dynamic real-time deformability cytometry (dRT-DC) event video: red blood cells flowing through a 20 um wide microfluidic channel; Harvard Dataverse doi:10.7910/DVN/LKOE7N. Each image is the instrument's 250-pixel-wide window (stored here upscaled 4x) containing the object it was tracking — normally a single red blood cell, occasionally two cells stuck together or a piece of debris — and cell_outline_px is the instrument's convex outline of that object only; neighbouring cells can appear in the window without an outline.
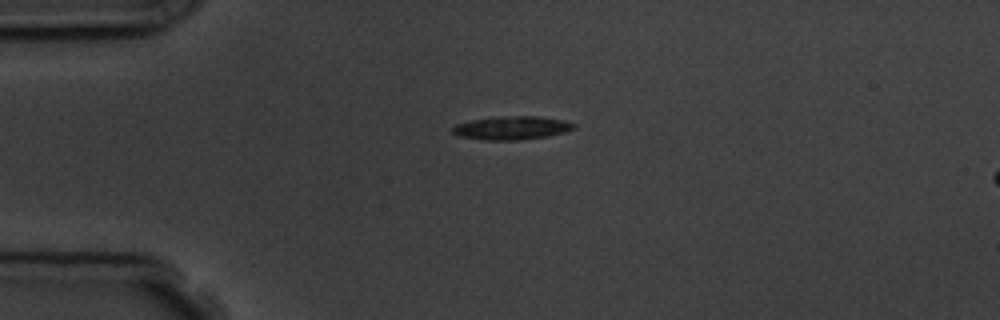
{"species": "common noctule bat (a hibernating species)", "species_latin": "Nyctalus noctula", "temperature_condition": "room temperature", "stored_images_in_passage": 2, "camera_frame_rate_fps": 3000, "um_per_image_px": 0.085, "animal": {"sex": "male", "body_mass_g": 19.5, "forearm_length_mm": 54.6}, "frame": {"image": 1, "passage_image": 1, "time_ms": 0.0, "image_size_px": [1000, 320], "cell_outline_px": [[576, 128], [564, 132], [548, 136], [520, 140], [484, 140], [460, 136], [452, 132], [452, 128], [456, 124], [472, 120], [500, 116], [540, 116], [564, 120], [576, 124]], "centroid_in_image_um": [43.53, 10.87], "position_along_channel_um": 41.5, "area_um2": 16.59}}